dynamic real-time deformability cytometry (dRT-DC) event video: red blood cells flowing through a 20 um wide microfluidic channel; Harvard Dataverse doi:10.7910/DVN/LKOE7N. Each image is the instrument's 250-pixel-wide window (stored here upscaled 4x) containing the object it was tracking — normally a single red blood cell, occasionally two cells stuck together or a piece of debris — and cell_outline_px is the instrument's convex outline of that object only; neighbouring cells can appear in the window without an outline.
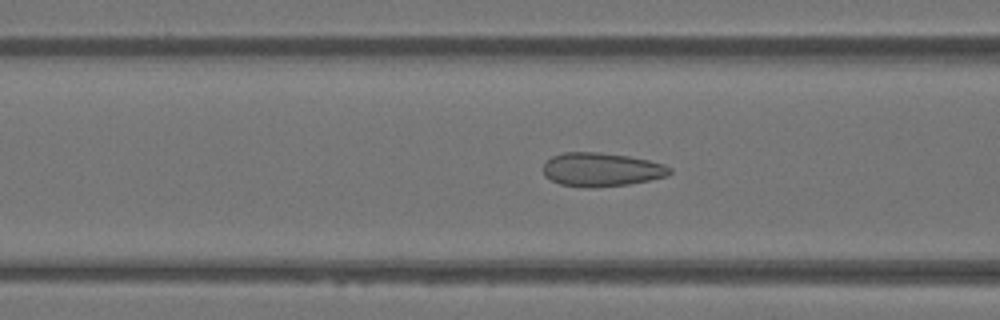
{"species": "Egyptian fruit bat (a non-hibernating species)", "species_latin": "Rousettus aegyptiacus", "temperature_condition": "warm", "stored_images_in_passage": 50, "camera_frame_rate_fps": 3000, "um_per_image_px": 0.085, "animal": {"sex": "female"}, "frame": {"image": 1, "passage_image": 20, "time_ms": 6.333, "image_size_px": [1000, 320], "cell_outline_px": [[672, 172], [668, 176], [628, 184], [592, 188], [584, 188], [560, 184], [544, 176], [544, 164], [552, 156], [564, 152], [600, 152], [628, 156], [648, 160], [664, 164], [672, 168]], "centroid_in_image_um": [51.13, 14.41], "position_along_channel_um": 115.5, "area_um2": 24.91}}
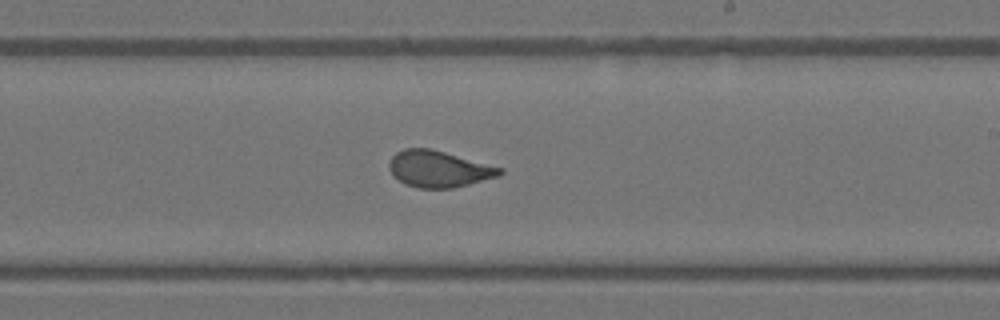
{"frame": {"image": 2, "passage_image": 30, "time_ms": 9.667, "image_size_px": [1000, 320], "cell_outline_px": [[504, 172], [500, 176], [452, 188], [420, 188], [408, 184], [400, 180], [388, 168], [388, 164], [392, 156], [396, 152], [404, 148], [432, 148], [504, 168]], "centroid_in_image_um": [37.33, 14.34], "position_along_channel_um": 251.7, "area_um2": 23.47}}
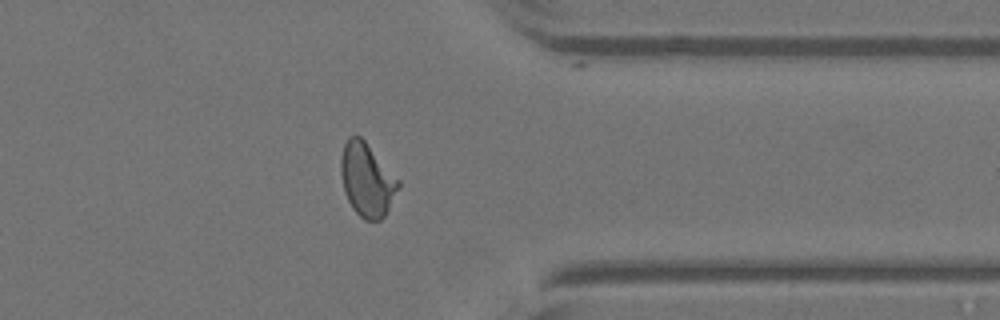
{"frame": {"image": 3, "passage_image": 40, "time_ms": 13.0, "image_size_px": [1000, 320], "cell_outline_px": [[400, 184], [384, 216], [380, 220], [364, 220], [352, 208], [344, 192], [340, 172], [340, 156], [344, 144], [348, 136], [360, 136], [364, 140], [400, 180]], "centroid_in_image_um": [31.16, 15.26], "position_along_channel_um": 380.2, "area_um2": 24.45}, "authors_computed_cell_mechanics": {"area_um2": 24.4205, "velocity_mm_per_s": 4.0979, "shape_relaxation_time_tau1_ms": 6.2659, "shape_relaxation_time_tau2_ms": 0.6811, "deformation_change_tau1": 0.1698, "deformation_change_tau2": 0.069}}